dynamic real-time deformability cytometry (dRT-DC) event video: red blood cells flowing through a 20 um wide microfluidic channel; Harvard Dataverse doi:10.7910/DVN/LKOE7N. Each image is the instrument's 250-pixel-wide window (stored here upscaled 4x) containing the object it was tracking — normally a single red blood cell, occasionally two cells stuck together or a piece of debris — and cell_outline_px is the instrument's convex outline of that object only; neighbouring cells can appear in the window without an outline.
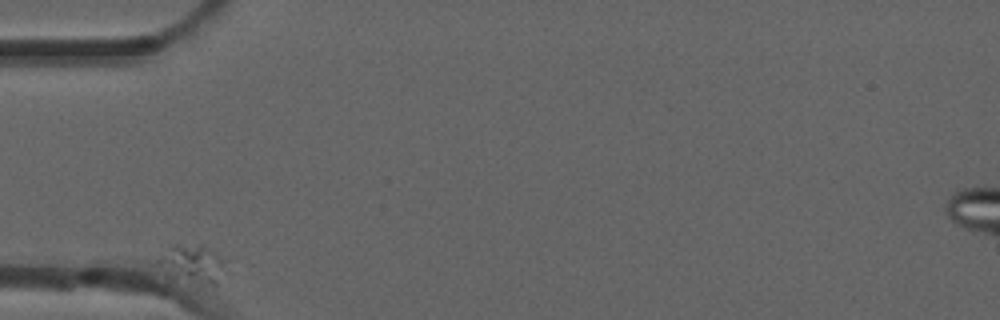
{"species": "common noctule bat (a hibernating species)", "species_latin": "Nyctalus noctula", "temperature_condition": "room temperature", "stored_images_in_passage": 2, "camera_frame_rate_fps": 3000, "um_per_image_px": 0.085, "animal": {"sex": "male", "forearm_length_mm": 52.5}, "frame": {"image": 1, "passage_image": 1, "time_ms": 0.0, "image_size_px": [1000, 320], "cell_outline_px": [[228, 272], [216, 284], [212, 284], [172, 280], [164, 276], [156, 260], [172, 244], [204, 244], [220, 256], [224, 260]], "centroid_in_image_um": [16.34, 22.44], "position_along_channel_um": 68.7, "area_um2": 15.78}}